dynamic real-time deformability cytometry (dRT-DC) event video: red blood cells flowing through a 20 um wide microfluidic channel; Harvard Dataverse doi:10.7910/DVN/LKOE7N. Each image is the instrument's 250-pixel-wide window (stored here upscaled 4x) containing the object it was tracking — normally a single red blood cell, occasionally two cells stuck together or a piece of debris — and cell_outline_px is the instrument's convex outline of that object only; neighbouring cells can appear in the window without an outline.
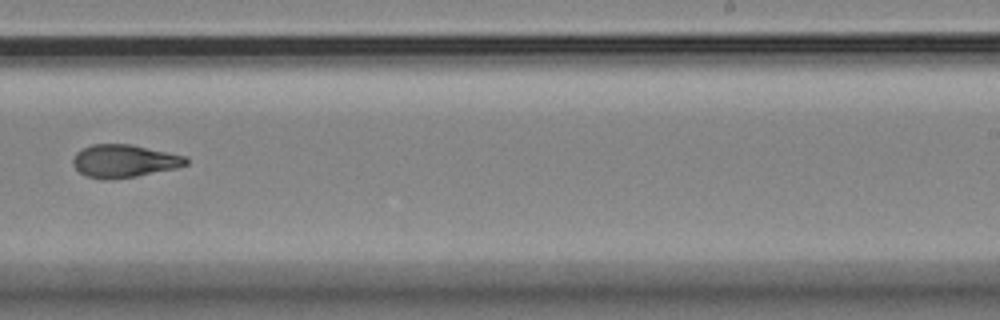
{"species": "Egyptian fruit bat (a non-hibernating species)", "species_latin": "Rousettus aegyptiacus", "temperature_condition": "room temperature", "stored_images_in_passage": 16, "camera_frame_rate_fps": 3000, "um_per_image_px": 0.085, "animal": {"sex": "female"}, "frame": {"image": 1, "passage_image": 10, "time_ms": 12.333, "image_size_px": [1000, 320], "cell_outline_px": [[188, 164], [176, 168], [136, 176], [108, 180], [84, 176], [72, 164], [72, 156], [76, 152], [92, 144], [132, 144], [188, 156]], "centroid_in_image_um": [10.55, 13.68], "position_along_channel_um": 278.4, "area_um2": 21.85}}
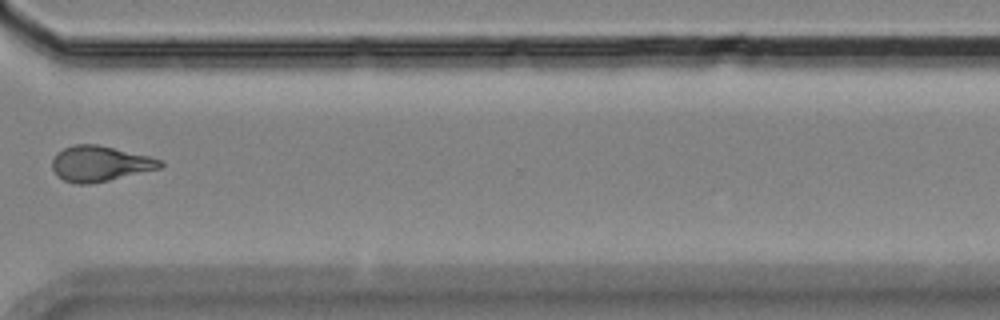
{"frame": {"image": 2, "passage_image": 12, "time_ms": 14.667, "image_size_px": [1000, 320], "cell_outline_px": [[164, 164], [160, 168], [108, 180], [88, 184], [76, 184], [64, 180], [52, 168], [52, 160], [56, 152], [64, 148], [76, 144], [96, 144], [148, 156], [160, 160]], "centroid_in_image_um": [8.46, 13.9], "position_along_channel_um": 362.1, "area_um2": 21.91}, "authors_computed_cell_mechanics": {"area_um2": 22.1374, "velocity_mm_per_s": 3.5877, "shape_relaxation_time_tau1_ms": null, "shape_relaxation_time_tau2_ms": 3.0264, "deformation_change_tau1": null, "deformation_change_tau2": 0.099}}